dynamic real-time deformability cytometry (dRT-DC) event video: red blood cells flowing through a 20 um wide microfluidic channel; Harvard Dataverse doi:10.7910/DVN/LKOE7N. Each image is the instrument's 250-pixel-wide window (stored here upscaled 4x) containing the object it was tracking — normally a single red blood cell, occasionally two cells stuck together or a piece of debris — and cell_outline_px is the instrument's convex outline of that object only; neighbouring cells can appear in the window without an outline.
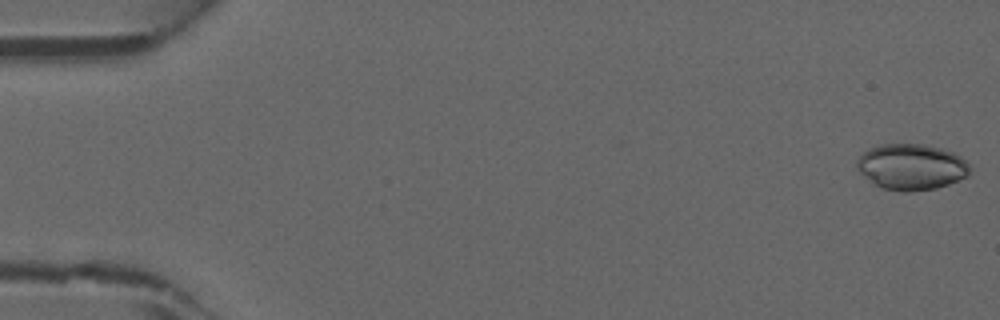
{"species": "common noctule bat (a hibernating species)", "species_latin": "Nyctalus noctula", "temperature_condition": "warm", "stored_images_in_passage": 45, "camera_frame_rate_fps": 3000, "um_per_image_px": 0.085, "animal": {"sex": "male", "forearm_length_mm": 52.5}, "frame": {"image": 1, "passage_image": 1, "time_ms": 0.0, "image_size_px": [1000, 320], "cell_outline_px": [[972, 168], [968, 176], [948, 184], [936, 188], [908, 192], [900, 192], [880, 188], [872, 184], [856, 168], [856, 160], [868, 148], [880, 144], [924, 144], [940, 148], [952, 152], [960, 156]], "centroid_in_image_um": [77.44, 14.19], "position_along_channel_um": 7.6, "area_um2": 30.58}}
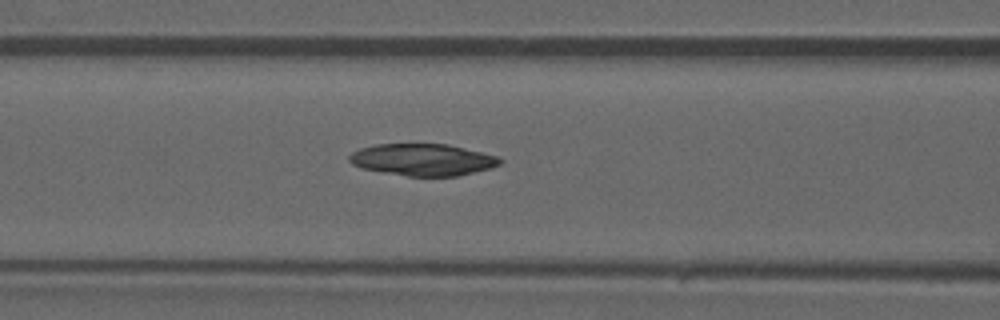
{"frame": {"image": 2, "passage_image": 19, "time_ms": 6.0, "image_size_px": [1000, 320], "cell_outline_px": [[500, 164], [488, 168], [456, 176], [408, 176], [364, 168], [352, 164], [348, 160], [348, 156], [352, 152], [360, 148], [376, 144], [448, 144], [496, 156], [500, 160]], "centroid_in_image_um": [35.88, 13.56], "position_along_channel_um": 130.7, "area_um2": 27.46}}
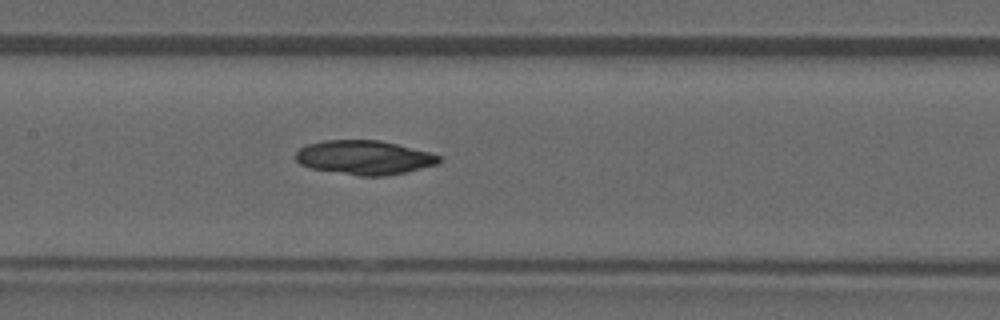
{"frame": {"image": 3, "passage_image": 22, "time_ms": 7.0, "image_size_px": [1000, 320], "cell_outline_px": [[440, 160], [436, 164], [408, 172], [384, 176], [360, 176], [308, 168], [300, 164], [296, 160], [296, 152], [300, 148], [308, 144], [324, 140], [380, 140], [428, 152], [440, 156]], "centroid_in_image_um": [30.93, 13.39], "position_along_channel_um": 176.5, "area_um2": 28.44}}